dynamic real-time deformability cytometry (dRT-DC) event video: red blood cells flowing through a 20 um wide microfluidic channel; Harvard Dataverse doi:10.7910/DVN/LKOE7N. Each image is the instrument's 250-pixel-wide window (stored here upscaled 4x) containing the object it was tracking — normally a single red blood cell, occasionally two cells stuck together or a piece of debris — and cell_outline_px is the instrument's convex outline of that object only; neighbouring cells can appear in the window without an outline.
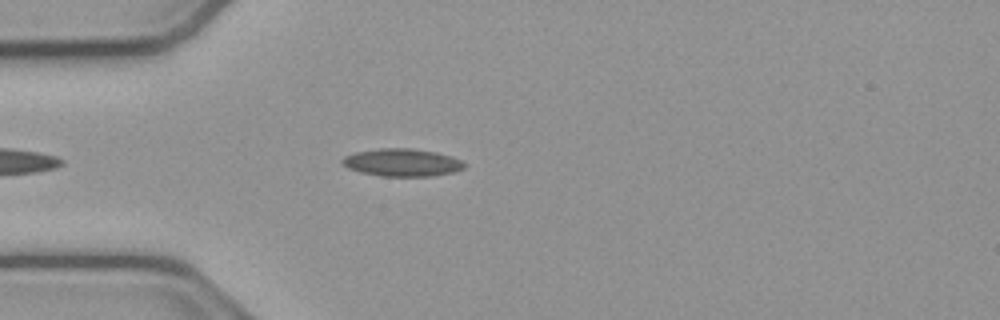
{"species": "common noctule bat (a hibernating species)", "species_latin": "Nyctalus noctula", "temperature_condition": "cold", "stored_images_in_passage": 20, "camera_frame_rate_fps": 3000, "um_per_image_px": 0.085, "animal": {"sex": "male", "body_mass_g": 23.1, "forearm_length_mm": 52.7}, "frame": {"image": 1, "passage_image": 3, "time_ms": 0.667, "image_size_px": [1000, 320], "cell_outline_px": [[468, 164], [464, 168], [456, 172], [432, 176], [380, 176], [360, 172], [348, 168], [340, 160], [344, 156], [356, 152], [380, 148], [412, 148], [436, 152], [452, 156]], "centroid_in_image_um": [34.22, 13.81], "position_along_channel_um": 50.8, "area_um2": 19.83}}
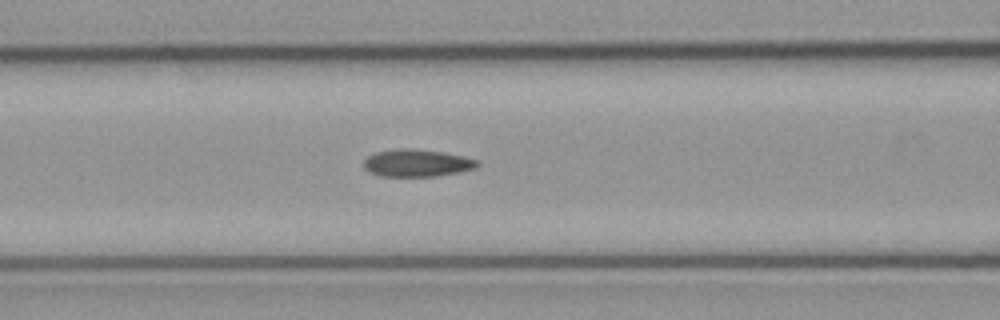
{"frame": {"image": 2, "passage_image": 10, "time_ms": 3.0, "image_size_px": [1000, 320], "cell_outline_px": [[480, 164], [476, 168], [460, 172], [436, 176], [380, 176], [368, 172], [364, 168], [364, 160], [368, 156], [376, 152], [404, 148], [412, 148], [440, 152], [464, 156], [480, 160]], "centroid_in_image_um": [35.46, 13.86], "position_along_channel_um": 131.1, "area_um2": 18.15}}
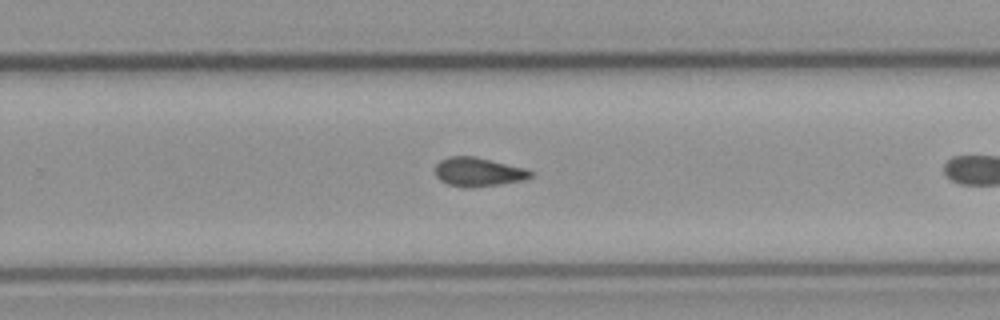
{"frame": {"image": 3, "passage_image": 19, "time_ms": 6.0, "image_size_px": [1000, 320], "cell_outline_px": [[532, 176], [524, 180], [500, 184], [472, 188], [464, 188], [448, 184], [440, 180], [436, 176], [436, 164], [440, 160], [448, 156], [476, 156], [524, 168], [532, 172]], "centroid_in_image_um": [40.63, 14.62], "position_along_channel_um": 289.2, "area_um2": 16.13}}